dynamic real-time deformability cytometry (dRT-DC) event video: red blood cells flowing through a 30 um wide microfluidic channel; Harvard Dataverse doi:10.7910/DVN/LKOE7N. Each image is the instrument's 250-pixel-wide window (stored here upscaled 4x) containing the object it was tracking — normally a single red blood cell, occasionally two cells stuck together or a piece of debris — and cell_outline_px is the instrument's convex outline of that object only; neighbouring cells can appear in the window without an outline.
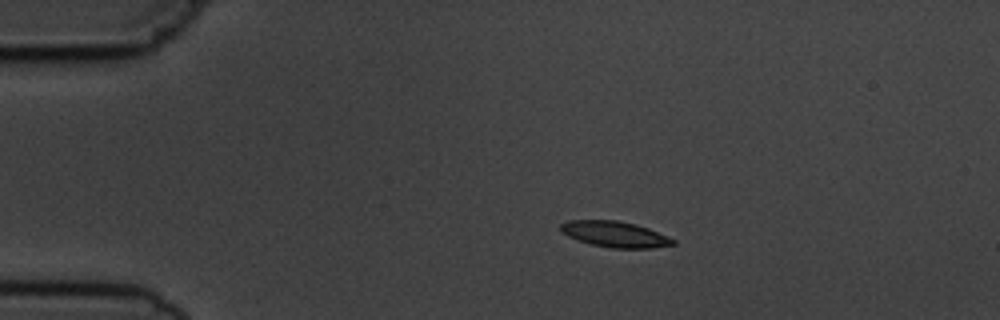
{"species": "common noctule bat (a hibernating species)", "species_latin": "Nyctalus noctula", "temperature_condition": "cold", "stored_images_in_passage": 5, "segment_of_instrument_passage": [1, 2], "camera_frame_rate_fps": 3000, "um_per_image_px": 0.085, "animal": {"sex": "male", "body_mass_g": 19.5, "forearm_length_mm": 54.6}, "frame": {"image": 1, "passage_image": 3, "time_ms": 2.667, "image_size_px": [1000, 320], "cell_outline_px": [[676, 244], [652, 248], [612, 248], [592, 244], [568, 236], [560, 232], [560, 224], [568, 220], [616, 220], [636, 224], [648, 228], [676, 240]], "centroid_in_image_um": [52.27, 19.9], "position_along_channel_um": 32.7, "area_um2": 16.88}}